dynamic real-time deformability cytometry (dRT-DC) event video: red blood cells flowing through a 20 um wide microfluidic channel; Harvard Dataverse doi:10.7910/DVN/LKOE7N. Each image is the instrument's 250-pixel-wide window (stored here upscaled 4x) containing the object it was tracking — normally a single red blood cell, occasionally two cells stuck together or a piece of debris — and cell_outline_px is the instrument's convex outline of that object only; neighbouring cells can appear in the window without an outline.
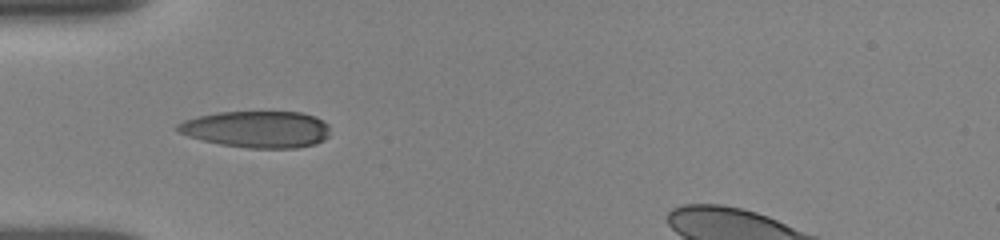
{"species": "human", "species_latin": "Homo sapiens", "temperature_condition": "room temperature", "stored_images_in_passage": 11, "segment_of_instrument_passage": [2, 3], "camera_frame_rate_fps": 3000, "um_per_image_px": 0.085, "donor": {"sex": "female"}, "frame": {"image": 1, "passage_image": 7, "time_ms": 5.0, "image_size_px": [1000, 240], "cell_outline_px": [[328, 136], [324, 140], [316, 144], [296, 148], [248, 148], [220, 144], [188, 136], [180, 132], [176, 128], [176, 124], [184, 120], [216, 112], [300, 112], [316, 116], [328, 124]], "centroid_in_image_um": [21.86, 10.99], "position_along_channel_um": 63.1, "area_um2": 32.6}}
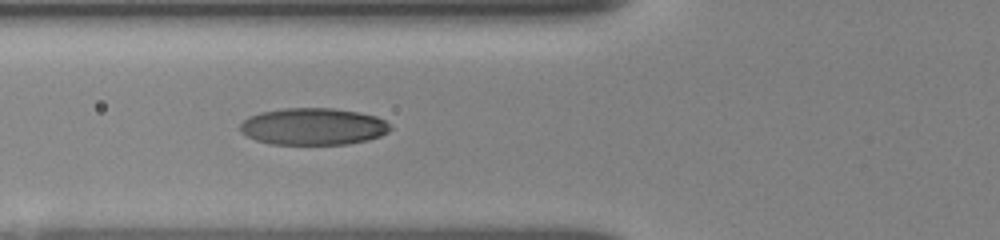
{"frame": {"image": 2, "passage_image": 8, "time_ms": 6.0, "image_size_px": [1000, 240], "cell_outline_px": [[392, 128], [388, 132], [380, 136], [368, 140], [348, 144], [268, 144], [256, 140], [248, 136], [240, 128], [240, 124], [248, 116], [260, 112], [284, 108], [332, 108], [356, 112], [376, 116], [384, 120]], "centroid_in_image_um": [26.62, 10.75], "position_along_channel_um": 99.2, "area_um2": 32.25}}
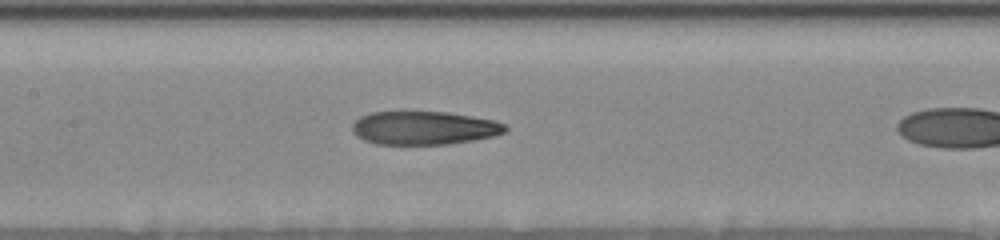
{"frame": {"image": 3, "passage_image": 10, "time_ms": 6.667, "image_size_px": [1000, 240], "cell_outline_px": [[508, 128], [504, 132], [496, 136], [448, 144], [376, 144], [364, 140], [356, 136], [352, 132], [352, 124], [360, 116], [372, 112], [448, 112], [496, 120], [504, 124]], "centroid_in_image_um": [36.04, 10.87], "position_along_channel_um": 171.4, "area_um2": 29.88}}